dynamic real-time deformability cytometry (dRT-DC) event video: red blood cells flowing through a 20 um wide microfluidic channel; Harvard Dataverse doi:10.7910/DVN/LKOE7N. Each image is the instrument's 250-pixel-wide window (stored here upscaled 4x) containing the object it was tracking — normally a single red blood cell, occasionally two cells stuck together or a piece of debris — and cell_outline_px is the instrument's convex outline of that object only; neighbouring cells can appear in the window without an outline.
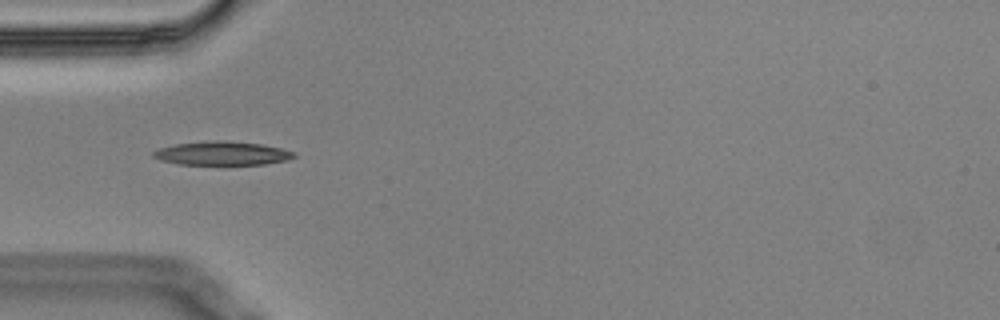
{"species": "Egyptian fruit bat (a non-hibernating species)", "species_latin": "Rousettus aegyptiacus", "temperature_condition": "cold", "stored_images_in_passage": 7, "camera_frame_rate_fps": 3000, "um_per_image_px": 0.085, "animal": {"sex": "male"}, "frame": {"image": 1, "passage_image": 2, "time_ms": 0.333, "image_size_px": [1000, 320], "cell_outline_px": [[296, 156], [288, 160], [264, 164], [180, 164], [160, 160], [152, 156], [152, 152], [160, 148], [176, 144], [212, 140], [224, 140], [260, 144], [280, 148], [296, 152]], "centroid_in_image_um": [18.89, 13.03], "position_along_channel_um": 66.1, "area_um2": 19.31}}
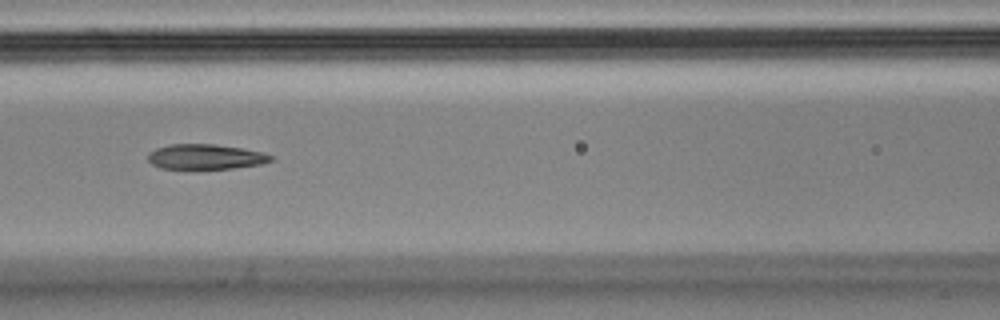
{"frame": {"image": 2, "passage_image": 4, "time_ms": 1.0, "image_size_px": [1000, 320], "cell_outline_px": [[272, 160], [260, 164], [232, 168], [196, 172], [160, 168], [152, 164], [148, 160], [148, 152], [156, 148], [168, 144], [216, 144], [264, 152], [272, 156]], "centroid_in_image_um": [17.39, 13.37], "position_along_channel_um": 149.2, "area_um2": 18.84}}
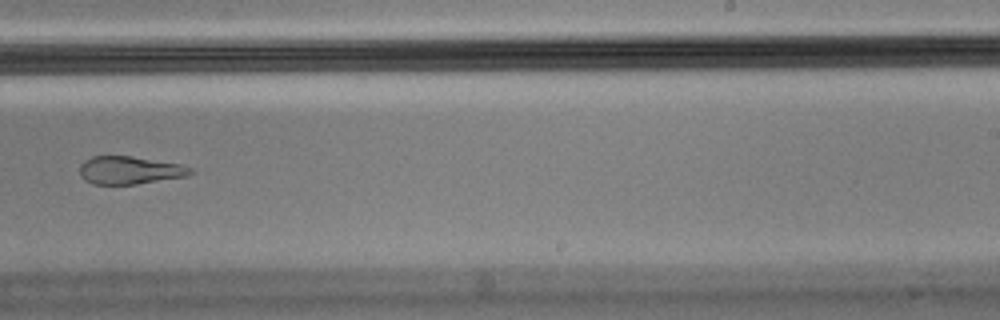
{"frame": {"image": 3, "passage_image": 7, "time_ms": 2.0, "image_size_px": [1000, 320], "cell_outline_px": [[196, 172], [188, 176], [136, 184], [92, 184], [84, 180], [80, 176], [80, 164], [84, 160], [92, 156], [132, 156], [180, 164], [196, 168]], "centroid_in_image_um": [11.06, 14.47], "position_along_channel_um": 277.9, "area_um2": 18.26}}